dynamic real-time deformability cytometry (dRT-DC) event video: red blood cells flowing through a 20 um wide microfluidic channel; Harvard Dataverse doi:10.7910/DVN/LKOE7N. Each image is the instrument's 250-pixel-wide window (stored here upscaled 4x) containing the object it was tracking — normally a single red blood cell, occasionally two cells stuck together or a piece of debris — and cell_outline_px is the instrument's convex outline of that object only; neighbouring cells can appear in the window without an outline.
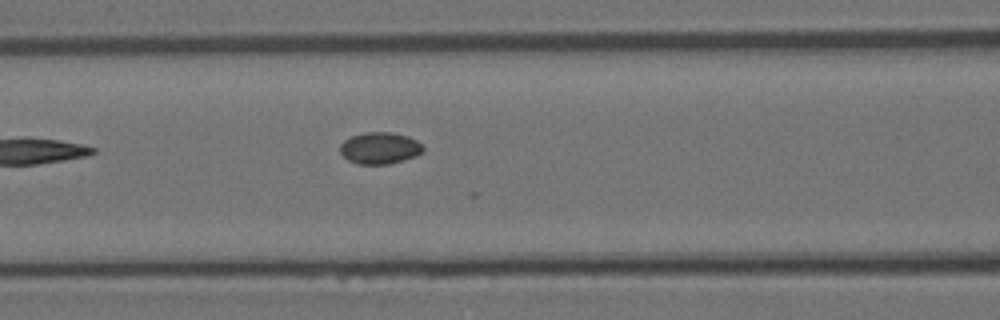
{"species": "Egyptian fruit bat (a non-hibernating species)", "species_latin": "Rousettus aegyptiacus", "temperature_condition": "room temperature", "stored_images_in_passage": 3, "camera_frame_rate_fps": 3000, "um_per_image_px": 0.085, "animal": {"sex": "female"}, "frame": {"image": 1, "passage_image": 3, "time_ms": 2.333, "image_size_px": [1000, 320], "cell_outline_px": [[424, 148], [416, 156], [388, 164], [360, 164], [348, 160], [340, 152], [340, 144], [344, 140], [352, 136], [364, 132], [392, 132], [408, 136], [424, 144]], "centroid_in_image_um": [32.29, 12.57], "position_along_channel_um": 134.3, "area_um2": 15.32}}